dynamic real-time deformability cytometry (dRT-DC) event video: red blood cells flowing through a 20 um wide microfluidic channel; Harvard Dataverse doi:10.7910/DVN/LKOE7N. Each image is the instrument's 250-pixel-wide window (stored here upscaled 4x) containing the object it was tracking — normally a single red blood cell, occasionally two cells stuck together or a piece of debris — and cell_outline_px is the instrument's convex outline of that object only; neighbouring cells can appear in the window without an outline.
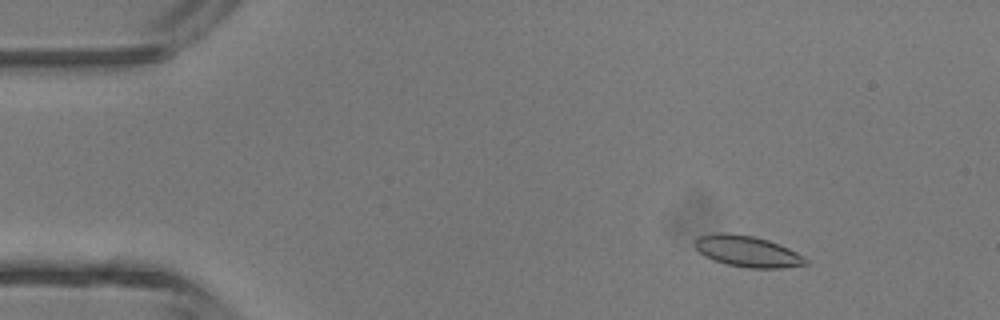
{"species": "common noctule bat (a hibernating species)", "species_latin": "Nyctalus noctula", "temperature_condition": "room temperature", "stored_images_in_passage": 40, "camera_frame_rate_fps": 3000, "um_per_image_px": 0.085, "animal": {"sex": "male", "body_mass_g": 13.3}, "frame": {"image": 1, "passage_image": 6, "time_ms": 1.667, "image_size_px": [1000, 320], "cell_outline_px": [[808, 264], [784, 268], [748, 268], [724, 264], [712, 260], [704, 256], [696, 248], [696, 240], [700, 236], [716, 232], [724, 232], [752, 236], [768, 240], [780, 244], [804, 256], [808, 260]], "centroid_in_image_um": [63.55, 21.37], "position_along_channel_um": 21.5, "area_um2": 20.17}}
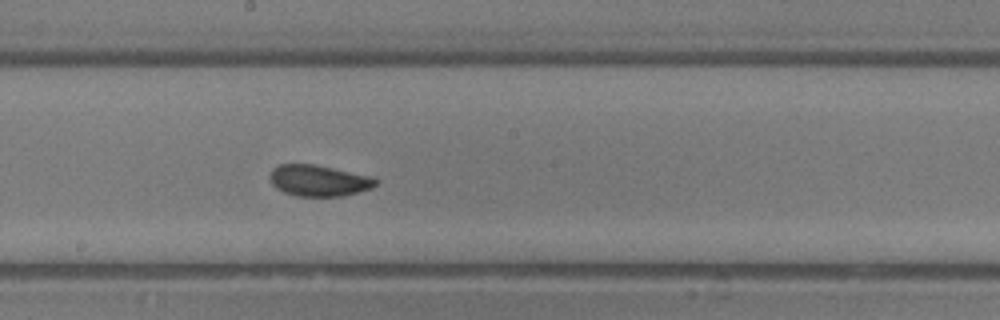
{"frame": {"image": 2, "passage_image": 25, "time_ms": 8.0, "image_size_px": [1000, 320], "cell_outline_px": [[376, 184], [372, 188], [344, 196], [296, 196], [284, 192], [276, 188], [272, 184], [268, 176], [272, 168], [280, 164], [316, 164], [372, 176], [376, 180]], "centroid_in_image_um": [27.07, 15.34], "position_along_channel_um": 221.1, "area_um2": 19.42}}
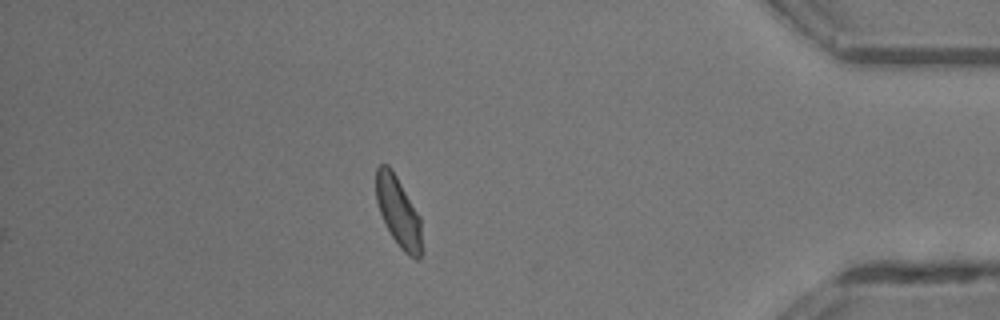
{"frame": {"image": 3, "passage_image": 40, "time_ms": 13.0, "image_size_px": [1000, 320], "cell_outline_px": [[424, 252], [416, 260], [408, 256], [400, 248], [392, 236], [380, 212], [376, 200], [376, 168], [380, 164], [388, 164], [396, 176], [420, 216], [424, 248]], "centroid_in_image_um": [33.91, 18.06], "position_along_channel_um": 401.3, "area_um2": 18.84}, "authors_computed_cell_mechanics": {"area_um2": 19.3919, "velocity_mm_per_s": 4.4788, "shape_relaxation_time_tau1_ms": 2.6729, "shape_relaxation_time_tau2_ms": 0.8996, "deformation_change_tau1": 0.0754, "deformation_change_tau2": 0.0388}}